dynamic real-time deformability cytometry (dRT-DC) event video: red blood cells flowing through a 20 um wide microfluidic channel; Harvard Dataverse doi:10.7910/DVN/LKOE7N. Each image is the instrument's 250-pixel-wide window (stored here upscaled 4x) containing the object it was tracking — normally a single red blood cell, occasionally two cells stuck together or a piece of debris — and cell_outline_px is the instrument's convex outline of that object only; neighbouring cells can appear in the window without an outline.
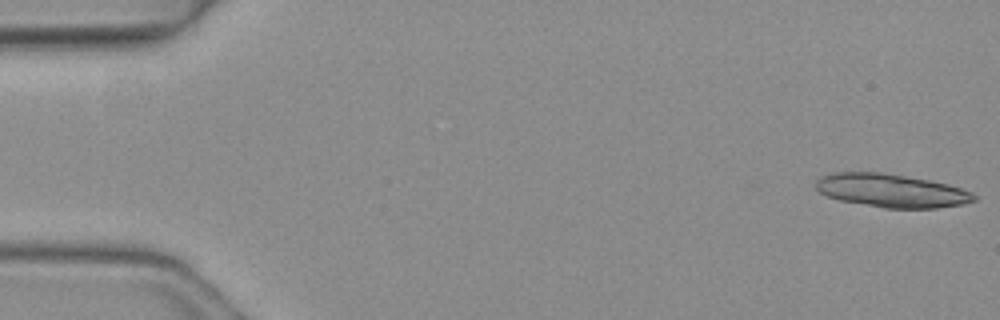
{"species": "common noctule bat (a hibernating species)", "species_latin": "Nyctalus noctula", "temperature_condition": "warm", "stored_images_in_passage": 5, "camera_frame_rate_fps": 3000, "um_per_image_px": 0.085, "animal": {"sex": "female", "body_mass_g": 19.3, "forearm_length_mm": 54.1}, "frame": {"image": 1, "passage_image": 1, "time_ms": 0.0, "image_size_px": [1000, 320], "cell_outline_px": [[976, 200], [960, 204], [936, 208], [884, 208], [840, 200], [828, 196], [820, 192], [816, 188], [816, 180], [820, 176], [832, 172], [880, 172], [928, 180], [948, 184], [972, 192], [976, 196]], "centroid_in_image_um": [75.74, 16.2], "position_along_channel_um": 9.3, "area_um2": 30.52}}